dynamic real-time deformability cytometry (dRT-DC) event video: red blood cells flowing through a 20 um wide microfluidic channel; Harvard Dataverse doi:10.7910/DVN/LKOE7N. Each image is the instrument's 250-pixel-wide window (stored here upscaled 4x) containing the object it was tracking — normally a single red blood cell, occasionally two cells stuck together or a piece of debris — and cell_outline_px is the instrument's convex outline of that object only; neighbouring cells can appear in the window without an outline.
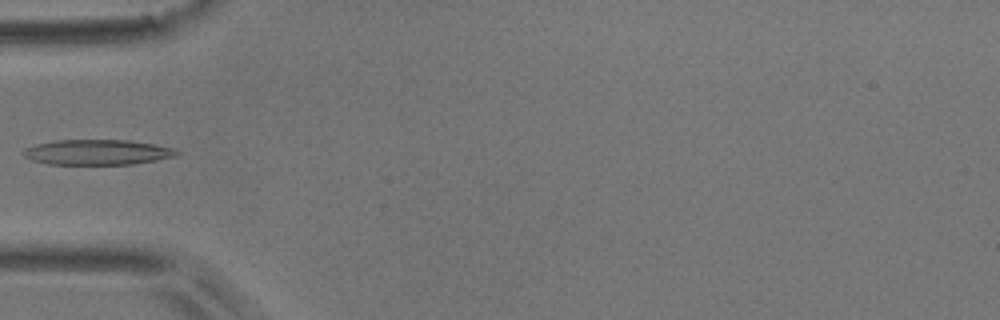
{"species": "common noctule bat (a hibernating species)", "species_latin": "Nyctalus noctula", "temperature_condition": "room temperature", "stored_images_in_passage": 5, "camera_frame_rate_fps": 3000, "um_per_image_px": 0.085, "animal": {"sex": "male", "body_mass_g": 17.9}, "frame": {"image": 1, "passage_image": 4, "time_ms": 1.0, "image_size_px": [1000, 320], "cell_outline_px": [[180, 152], [176, 156], [156, 160], [132, 164], [48, 164], [32, 160], [24, 156], [20, 152], [24, 148], [36, 144], [56, 140], [128, 140], [152, 144], [172, 148]], "centroid_in_image_um": [8.22, 12.94], "position_along_channel_um": 76.8, "area_um2": 22.48}}
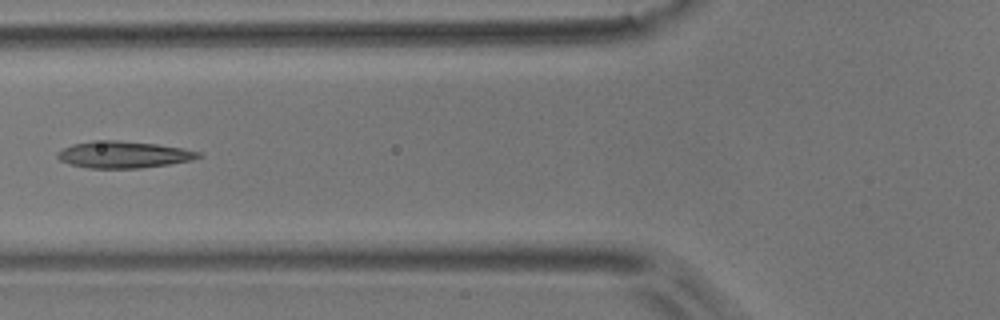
{"frame": {"image": 2, "passage_image": 5, "time_ms": 1.333, "image_size_px": [1000, 320], "cell_outline_px": [[204, 156], [192, 160], [168, 164], [140, 168], [88, 168], [68, 164], [60, 160], [56, 156], [56, 152], [72, 144], [92, 140], [116, 140], [156, 144], [180, 148], [200, 152]], "centroid_in_image_um": [10.46, 13.14], "position_along_channel_um": 115.3, "area_um2": 22.02}}